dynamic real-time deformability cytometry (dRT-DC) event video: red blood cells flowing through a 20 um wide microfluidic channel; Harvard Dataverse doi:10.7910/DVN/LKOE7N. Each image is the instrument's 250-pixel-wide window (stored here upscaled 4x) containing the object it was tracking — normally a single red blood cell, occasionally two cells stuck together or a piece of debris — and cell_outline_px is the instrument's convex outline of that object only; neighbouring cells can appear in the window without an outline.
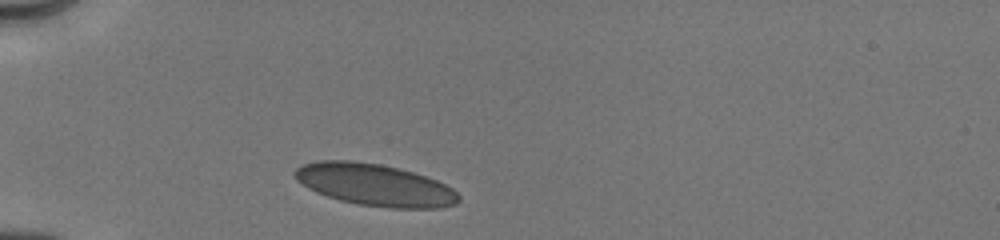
{"species": "human", "species_latin": "Homo sapiens", "temperature_condition": "cold", "stored_images_in_passage": 3, "camera_frame_rate_fps": 3000, "um_per_image_px": 0.085, "donor": {"sex": "male"}, "frame": {"image": 1, "passage_image": 1, "time_ms": 0.0, "image_size_px": [1000, 240], "cell_outline_px": [[460, 200], [456, 204], [440, 208], [392, 208], [360, 204], [340, 200], [316, 192], [308, 188], [296, 180], [292, 172], [296, 168], [304, 164], [316, 160], [352, 160], [380, 164], [412, 172], [436, 180], [452, 188], [460, 196]], "centroid_in_image_um": [31.84, 15.71], "position_along_channel_um": 53.2, "area_um2": 39.94}}
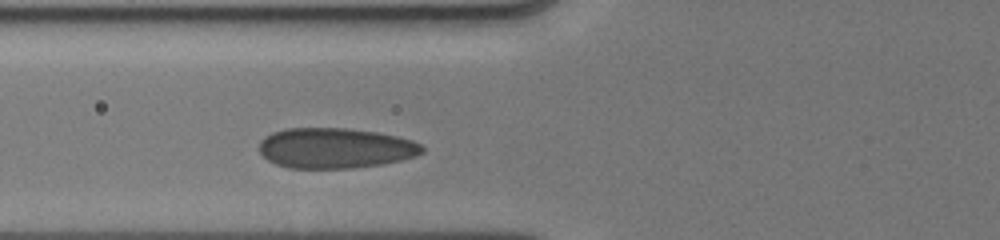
{"frame": {"image": 2, "passage_image": 3, "time_ms": 1.667, "image_size_px": [1000, 240], "cell_outline_px": [[424, 152], [416, 156], [400, 160], [380, 164], [352, 168], [288, 168], [276, 164], [268, 160], [260, 152], [260, 140], [264, 136], [272, 132], [288, 128], [348, 128], [376, 132], [396, 136], [412, 140], [420, 144], [424, 148]], "centroid_in_image_um": [28.48, 12.58], "position_along_channel_um": 97.3, "area_um2": 38.32}}